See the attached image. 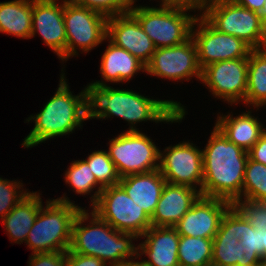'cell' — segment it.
<instances>
[{
    "label": "cell",
    "instance_id": "30",
    "mask_svg": "<svg viewBox=\"0 0 266 266\" xmlns=\"http://www.w3.org/2000/svg\"><path fill=\"white\" fill-rule=\"evenodd\" d=\"M240 240L246 262H263L262 230L255 229L240 214Z\"/></svg>",
    "mask_w": 266,
    "mask_h": 266
},
{
    "label": "cell",
    "instance_id": "18",
    "mask_svg": "<svg viewBox=\"0 0 266 266\" xmlns=\"http://www.w3.org/2000/svg\"><path fill=\"white\" fill-rule=\"evenodd\" d=\"M64 1L58 5L56 0H33L31 37L37 33L44 42L66 60V30L64 23Z\"/></svg>",
    "mask_w": 266,
    "mask_h": 266
},
{
    "label": "cell",
    "instance_id": "39",
    "mask_svg": "<svg viewBox=\"0 0 266 266\" xmlns=\"http://www.w3.org/2000/svg\"><path fill=\"white\" fill-rule=\"evenodd\" d=\"M235 3L244 6L251 11L260 13L265 4V0H233Z\"/></svg>",
    "mask_w": 266,
    "mask_h": 266
},
{
    "label": "cell",
    "instance_id": "43",
    "mask_svg": "<svg viewBox=\"0 0 266 266\" xmlns=\"http://www.w3.org/2000/svg\"><path fill=\"white\" fill-rule=\"evenodd\" d=\"M161 1H162L161 5L169 6V0H161Z\"/></svg>",
    "mask_w": 266,
    "mask_h": 266
},
{
    "label": "cell",
    "instance_id": "13",
    "mask_svg": "<svg viewBox=\"0 0 266 266\" xmlns=\"http://www.w3.org/2000/svg\"><path fill=\"white\" fill-rule=\"evenodd\" d=\"M145 72L173 80L196 76L201 80L202 69L198 63L197 48L192 37L171 47L156 48Z\"/></svg>",
    "mask_w": 266,
    "mask_h": 266
},
{
    "label": "cell",
    "instance_id": "5",
    "mask_svg": "<svg viewBox=\"0 0 266 266\" xmlns=\"http://www.w3.org/2000/svg\"><path fill=\"white\" fill-rule=\"evenodd\" d=\"M41 206L26 243L35 253L67 252L72 240V225L82 209L66 197L46 202Z\"/></svg>",
    "mask_w": 266,
    "mask_h": 266
},
{
    "label": "cell",
    "instance_id": "37",
    "mask_svg": "<svg viewBox=\"0 0 266 266\" xmlns=\"http://www.w3.org/2000/svg\"><path fill=\"white\" fill-rule=\"evenodd\" d=\"M249 158L266 165V131L248 151Z\"/></svg>",
    "mask_w": 266,
    "mask_h": 266
},
{
    "label": "cell",
    "instance_id": "16",
    "mask_svg": "<svg viewBox=\"0 0 266 266\" xmlns=\"http://www.w3.org/2000/svg\"><path fill=\"white\" fill-rule=\"evenodd\" d=\"M240 213L231 206L222 217L213 238L211 266H259L262 262H246L240 240Z\"/></svg>",
    "mask_w": 266,
    "mask_h": 266
},
{
    "label": "cell",
    "instance_id": "11",
    "mask_svg": "<svg viewBox=\"0 0 266 266\" xmlns=\"http://www.w3.org/2000/svg\"><path fill=\"white\" fill-rule=\"evenodd\" d=\"M198 22L199 30L193 32ZM191 37L196 44L201 69L218 61L248 58L252 50L242 39L217 31L201 15L193 23Z\"/></svg>",
    "mask_w": 266,
    "mask_h": 266
},
{
    "label": "cell",
    "instance_id": "38",
    "mask_svg": "<svg viewBox=\"0 0 266 266\" xmlns=\"http://www.w3.org/2000/svg\"><path fill=\"white\" fill-rule=\"evenodd\" d=\"M212 0H169V7L183 8V9H206L207 5Z\"/></svg>",
    "mask_w": 266,
    "mask_h": 266
},
{
    "label": "cell",
    "instance_id": "33",
    "mask_svg": "<svg viewBox=\"0 0 266 266\" xmlns=\"http://www.w3.org/2000/svg\"><path fill=\"white\" fill-rule=\"evenodd\" d=\"M22 183L0 177V217L3 219L29 192L18 191ZM18 191V192H17ZM22 192V193H21ZM19 193V194H18Z\"/></svg>",
    "mask_w": 266,
    "mask_h": 266
},
{
    "label": "cell",
    "instance_id": "2",
    "mask_svg": "<svg viewBox=\"0 0 266 266\" xmlns=\"http://www.w3.org/2000/svg\"><path fill=\"white\" fill-rule=\"evenodd\" d=\"M202 153V196L222 199L231 204L242 198L248 152L229 141L215 126Z\"/></svg>",
    "mask_w": 266,
    "mask_h": 266
},
{
    "label": "cell",
    "instance_id": "40",
    "mask_svg": "<svg viewBox=\"0 0 266 266\" xmlns=\"http://www.w3.org/2000/svg\"><path fill=\"white\" fill-rule=\"evenodd\" d=\"M115 266H148L147 264H145L143 261L141 262H134L133 259L131 260H127L125 262H122L121 264L115 265Z\"/></svg>",
    "mask_w": 266,
    "mask_h": 266
},
{
    "label": "cell",
    "instance_id": "4",
    "mask_svg": "<svg viewBox=\"0 0 266 266\" xmlns=\"http://www.w3.org/2000/svg\"><path fill=\"white\" fill-rule=\"evenodd\" d=\"M61 75L59 87L55 95L46 103L40 113L30 116L27 121L34 119L35 126L24 139L23 146L30 148L55 136L66 135L82 126L89 119V90L84 89L74 96Z\"/></svg>",
    "mask_w": 266,
    "mask_h": 266
},
{
    "label": "cell",
    "instance_id": "34",
    "mask_svg": "<svg viewBox=\"0 0 266 266\" xmlns=\"http://www.w3.org/2000/svg\"><path fill=\"white\" fill-rule=\"evenodd\" d=\"M73 3L96 10L107 17L129 12L131 0H69Z\"/></svg>",
    "mask_w": 266,
    "mask_h": 266
},
{
    "label": "cell",
    "instance_id": "12",
    "mask_svg": "<svg viewBox=\"0 0 266 266\" xmlns=\"http://www.w3.org/2000/svg\"><path fill=\"white\" fill-rule=\"evenodd\" d=\"M160 153L159 170L167 183L196 189L203 185V153L189 142L167 147ZM194 184V185H193Z\"/></svg>",
    "mask_w": 266,
    "mask_h": 266
},
{
    "label": "cell",
    "instance_id": "21",
    "mask_svg": "<svg viewBox=\"0 0 266 266\" xmlns=\"http://www.w3.org/2000/svg\"><path fill=\"white\" fill-rule=\"evenodd\" d=\"M140 208L151 218L166 184L159 169L131 174L118 183Z\"/></svg>",
    "mask_w": 266,
    "mask_h": 266
},
{
    "label": "cell",
    "instance_id": "3",
    "mask_svg": "<svg viewBox=\"0 0 266 266\" xmlns=\"http://www.w3.org/2000/svg\"><path fill=\"white\" fill-rule=\"evenodd\" d=\"M90 225L81 226L88 220L89 213L81 209L72 225V240L70 250L81 255L95 256L109 266H115L127 261L134 255L138 258V247L132 244L131 239L138 237L132 233L115 230L107 222L100 219L94 212Z\"/></svg>",
    "mask_w": 266,
    "mask_h": 266
},
{
    "label": "cell",
    "instance_id": "44",
    "mask_svg": "<svg viewBox=\"0 0 266 266\" xmlns=\"http://www.w3.org/2000/svg\"><path fill=\"white\" fill-rule=\"evenodd\" d=\"M259 266H266V260L263 261Z\"/></svg>",
    "mask_w": 266,
    "mask_h": 266
},
{
    "label": "cell",
    "instance_id": "17",
    "mask_svg": "<svg viewBox=\"0 0 266 266\" xmlns=\"http://www.w3.org/2000/svg\"><path fill=\"white\" fill-rule=\"evenodd\" d=\"M106 37L115 45L127 50L145 66L151 61L156 49L130 12L108 17Z\"/></svg>",
    "mask_w": 266,
    "mask_h": 266
},
{
    "label": "cell",
    "instance_id": "9",
    "mask_svg": "<svg viewBox=\"0 0 266 266\" xmlns=\"http://www.w3.org/2000/svg\"><path fill=\"white\" fill-rule=\"evenodd\" d=\"M92 207V212L120 232L141 237L152 226L151 218L119 184L104 188Z\"/></svg>",
    "mask_w": 266,
    "mask_h": 266
},
{
    "label": "cell",
    "instance_id": "23",
    "mask_svg": "<svg viewBox=\"0 0 266 266\" xmlns=\"http://www.w3.org/2000/svg\"><path fill=\"white\" fill-rule=\"evenodd\" d=\"M42 206L40 193L30 192L2 220L11 240L26 241Z\"/></svg>",
    "mask_w": 266,
    "mask_h": 266
},
{
    "label": "cell",
    "instance_id": "28",
    "mask_svg": "<svg viewBox=\"0 0 266 266\" xmlns=\"http://www.w3.org/2000/svg\"><path fill=\"white\" fill-rule=\"evenodd\" d=\"M84 161L88 164L97 182L100 184L98 190L92 196L91 202L93 206L97 202L102 190L106 187L117 185L120 177L107 151L100 150L92 152Z\"/></svg>",
    "mask_w": 266,
    "mask_h": 266
},
{
    "label": "cell",
    "instance_id": "10",
    "mask_svg": "<svg viewBox=\"0 0 266 266\" xmlns=\"http://www.w3.org/2000/svg\"><path fill=\"white\" fill-rule=\"evenodd\" d=\"M63 18L67 36L66 60L76 55V47L88 52L107 39L108 17L96 10L64 0Z\"/></svg>",
    "mask_w": 266,
    "mask_h": 266
},
{
    "label": "cell",
    "instance_id": "32",
    "mask_svg": "<svg viewBox=\"0 0 266 266\" xmlns=\"http://www.w3.org/2000/svg\"><path fill=\"white\" fill-rule=\"evenodd\" d=\"M232 206L258 230H266V201L237 199Z\"/></svg>",
    "mask_w": 266,
    "mask_h": 266
},
{
    "label": "cell",
    "instance_id": "35",
    "mask_svg": "<svg viewBox=\"0 0 266 266\" xmlns=\"http://www.w3.org/2000/svg\"><path fill=\"white\" fill-rule=\"evenodd\" d=\"M30 259V266H66L67 252L35 253Z\"/></svg>",
    "mask_w": 266,
    "mask_h": 266
},
{
    "label": "cell",
    "instance_id": "7",
    "mask_svg": "<svg viewBox=\"0 0 266 266\" xmlns=\"http://www.w3.org/2000/svg\"><path fill=\"white\" fill-rule=\"evenodd\" d=\"M133 7L129 12L138 20L156 48L179 45L191 37L196 16L187 15V9L166 5H161V8Z\"/></svg>",
    "mask_w": 266,
    "mask_h": 266
},
{
    "label": "cell",
    "instance_id": "22",
    "mask_svg": "<svg viewBox=\"0 0 266 266\" xmlns=\"http://www.w3.org/2000/svg\"><path fill=\"white\" fill-rule=\"evenodd\" d=\"M250 113L249 111L234 118L230 114L218 116L219 119L215 124L229 141L247 152L266 131V128H263L257 118L252 117Z\"/></svg>",
    "mask_w": 266,
    "mask_h": 266
},
{
    "label": "cell",
    "instance_id": "31",
    "mask_svg": "<svg viewBox=\"0 0 266 266\" xmlns=\"http://www.w3.org/2000/svg\"><path fill=\"white\" fill-rule=\"evenodd\" d=\"M67 184L75 189L77 194H88L99 183L84 160H77L71 163L65 174Z\"/></svg>",
    "mask_w": 266,
    "mask_h": 266
},
{
    "label": "cell",
    "instance_id": "14",
    "mask_svg": "<svg viewBox=\"0 0 266 266\" xmlns=\"http://www.w3.org/2000/svg\"><path fill=\"white\" fill-rule=\"evenodd\" d=\"M248 58L218 61L202 69L201 81L216 97L232 103L245 101L247 92Z\"/></svg>",
    "mask_w": 266,
    "mask_h": 266
},
{
    "label": "cell",
    "instance_id": "41",
    "mask_svg": "<svg viewBox=\"0 0 266 266\" xmlns=\"http://www.w3.org/2000/svg\"><path fill=\"white\" fill-rule=\"evenodd\" d=\"M259 15H260L262 26L266 32V0H265V4L263 5V8L260 11Z\"/></svg>",
    "mask_w": 266,
    "mask_h": 266
},
{
    "label": "cell",
    "instance_id": "6",
    "mask_svg": "<svg viewBox=\"0 0 266 266\" xmlns=\"http://www.w3.org/2000/svg\"><path fill=\"white\" fill-rule=\"evenodd\" d=\"M201 15L217 31L242 39L252 49L266 48L260 15L233 0H212Z\"/></svg>",
    "mask_w": 266,
    "mask_h": 266
},
{
    "label": "cell",
    "instance_id": "15",
    "mask_svg": "<svg viewBox=\"0 0 266 266\" xmlns=\"http://www.w3.org/2000/svg\"><path fill=\"white\" fill-rule=\"evenodd\" d=\"M231 206L228 201L201 195L174 228L181 236L213 239Z\"/></svg>",
    "mask_w": 266,
    "mask_h": 266
},
{
    "label": "cell",
    "instance_id": "1",
    "mask_svg": "<svg viewBox=\"0 0 266 266\" xmlns=\"http://www.w3.org/2000/svg\"><path fill=\"white\" fill-rule=\"evenodd\" d=\"M87 87L89 119H105L115 115L135 125L147 120L178 122L185 116V109L179 102L146 98L133 91L112 88L102 81Z\"/></svg>",
    "mask_w": 266,
    "mask_h": 266
},
{
    "label": "cell",
    "instance_id": "26",
    "mask_svg": "<svg viewBox=\"0 0 266 266\" xmlns=\"http://www.w3.org/2000/svg\"><path fill=\"white\" fill-rule=\"evenodd\" d=\"M254 107L266 105V48L252 49L248 56L245 101Z\"/></svg>",
    "mask_w": 266,
    "mask_h": 266
},
{
    "label": "cell",
    "instance_id": "25",
    "mask_svg": "<svg viewBox=\"0 0 266 266\" xmlns=\"http://www.w3.org/2000/svg\"><path fill=\"white\" fill-rule=\"evenodd\" d=\"M33 0L0 2V32L31 38Z\"/></svg>",
    "mask_w": 266,
    "mask_h": 266
},
{
    "label": "cell",
    "instance_id": "19",
    "mask_svg": "<svg viewBox=\"0 0 266 266\" xmlns=\"http://www.w3.org/2000/svg\"><path fill=\"white\" fill-rule=\"evenodd\" d=\"M200 196V190L166 182L151 217L152 226L174 227Z\"/></svg>",
    "mask_w": 266,
    "mask_h": 266
},
{
    "label": "cell",
    "instance_id": "36",
    "mask_svg": "<svg viewBox=\"0 0 266 266\" xmlns=\"http://www.w3.org/2000/svg\"><path fill=\"white\" fill-rule=\"evenodd\" d=\"M66 266H107L101 259L95 256L81 255L67 251Z\"/></svg>",
    "mask_w": 266,
    "mask_h": 266
},
{
    "label": "cell",
    "instance_id": "24",
    "mask_svg": "<svg viewBox=\"0 0 266 266\" xmlns=\"http://www.w3.org/2000/svg\"><path fill=\"white\" fill-rule=\"evenodd\" d=\"M109 43L102 55L100 67L102 78L106 82L128 81L137 71H145L146 66L140 60L111 41Z\"/></svg>",
    "mask_w": 266,
    "mask_h": 266
},
{
    "label": "cell",
    "instance_id": "8",
    "mask_svg": "<svg viewBox=\"0 0 266 266\" xmlns=\"http://www.w3.org/2000/svg\"><path fill=\"white\" fill-rule=\"evenodd\" d=\"M110 159L120 178L159 169L160 150L145 134L131 125L129 131L110 140Z\"/></svg>",
    "mask_w": 266,
    "mask_h": 266
},
{
    "label": "cell",
    "instance_id": "27",
    "mask_svg": "<svg viewBox=\"0 0 266 266\" xmlns=\"http://www.w3.org/2000/svg\"><path fill=\"white\" fill-rule=\"evenodd\" d=\"M212 251L213 239L180 235L179 266H211Z\"/></svg>",
    "mask_w": 266,
    "mask_h": 266
},
{
    "label": "cell",
    "instance_id": "42",
    "mask_svg": "<svg viewBox=\"0 0 266 266\" xmlns=\"http://www.w3.org/2000/svg\"><path fill=\"white\" fill-rule=\"evenodd\" d=\"M263 261L266 260V230H262Z\"/></svg>",
    "mask_w": 266,
    "mask_h": 266
},
{
    "label": "cell",
    "instance_id": "20",
    "mask_svg": "<svg viewBox=\"0 0 266 266\" xmlns=\"http://www.w3.org/2000/svg\"><path fill=\"white\" fill-rule=\"evenodd\" d=\"M141 237L146 240L138 246L140 254L148 255L149 260H143L148 266H179L178 246L180 235L174 227L151 226Z\"/></svg>",
    "mask_w": 266,
    "mask_h": 266
},
{
    "label": "cell",
    "instance_id": "29",
    "mask_svg": "<svg viewBox=\"0 0 266 266\" xmlns=\"http://www.w3.org/2000/svg\"><path fill=\"white\" fill-rule=\"evenodd\" d=\"M246 200L266 201V165L247 159L242 197Z\"/></svg>",
    "mask_w": 266,
    "mask_h": 266
}]
</instances>
